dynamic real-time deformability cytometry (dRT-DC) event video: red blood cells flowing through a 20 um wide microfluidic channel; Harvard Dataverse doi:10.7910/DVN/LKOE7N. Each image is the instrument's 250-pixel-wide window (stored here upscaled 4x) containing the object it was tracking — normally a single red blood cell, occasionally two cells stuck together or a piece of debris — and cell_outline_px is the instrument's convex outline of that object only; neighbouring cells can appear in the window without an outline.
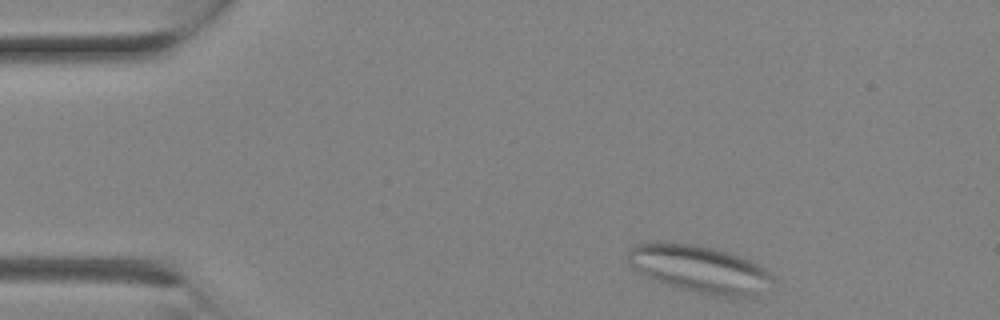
{"species": "Egyptian fruit bat (a non-hibernating species)", "species_latin": "Rousettus aegyptiacus", "temperature_condition": "room temperature", "stored_images_in_passage": 2, "camera_frame_rate_fps": 3000, "um_per_image_px": 0.085, "animal": {"sex": "female"}, "frame": {"image": 1, "passage_image": 1, "time_ms": 0.0, "image_size_px": [1000, 320], "cell_outline_px": [[772, 280], [752, 296], [716, 296], [696, 292], [680, 288], [656, 280], [632, 268], [628, 260], [628, 252], [636, 244], [692, 244], [712, 248], [728, 252], [748, 260], [764, 268], [772, 276]], "centroid_in_image_um": [59.45, 22.87], "position_along_channel_um": 25.6, "area_um2": 38.26}}